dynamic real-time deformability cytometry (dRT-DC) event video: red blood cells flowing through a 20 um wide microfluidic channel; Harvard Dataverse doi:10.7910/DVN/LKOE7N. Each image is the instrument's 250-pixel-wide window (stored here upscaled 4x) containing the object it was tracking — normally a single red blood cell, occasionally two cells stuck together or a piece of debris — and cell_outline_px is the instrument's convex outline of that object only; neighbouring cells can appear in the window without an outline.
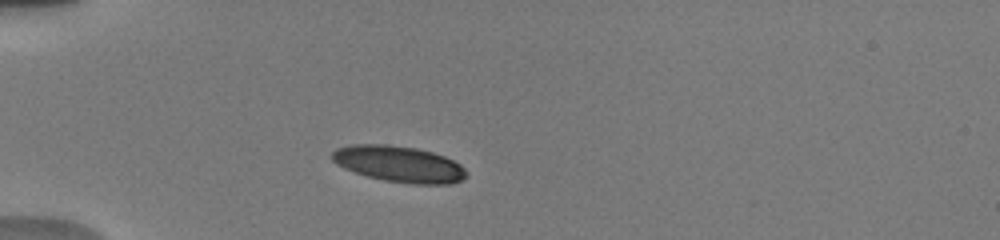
{"species": "human", "species_latin": "Homo sapiens", "temperature_condition": "warm", "stored_images_in_passage": 5, "camera_frame_rate_fps": 3000, "um_per_image_px": 0.085, "donor": {"sex": "male"}, "frame": {"image": 1, "passage_image": 3, "time_ms": 2.333, "image_size_px": [1000, 240], "cell_outline_px": [[468, 172], [460, 180], [452, 184], [412, 184], [384, 180], [368, 176], [344, 168], [332, 160], [332, 152], [336, 148], [352, 144], [388, 144], [416, 148], [432, 152], [444, 156], [460, 164]], "centroid_in_image_um": [33.91, 13.93], "position_along_channel_um": 51.1, "area_um2": 28.21}}
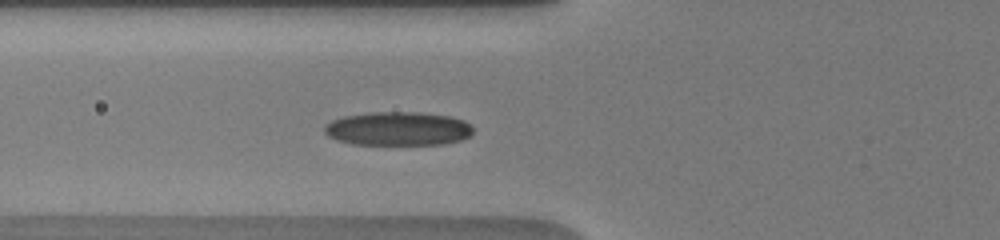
{"frame": {"image": 2, "passage_image": 5, "time_ms": 4.0, "image_size_px": [1000, 240], "cell_outline_px": [[472, 132], [468, 136], [460, 140], [444, 144], [352, 144], [336, 140], [328, 136], [324, 132], [324, 124], [332, 120], [344, 116], [372, 112], [420, 112], [452, 116], [464, 120], [472, 124]], "centroid_in_image_um": [33.82, 10.93], "position_along_channel_um": 92.0, "area_um2": 29.42}}